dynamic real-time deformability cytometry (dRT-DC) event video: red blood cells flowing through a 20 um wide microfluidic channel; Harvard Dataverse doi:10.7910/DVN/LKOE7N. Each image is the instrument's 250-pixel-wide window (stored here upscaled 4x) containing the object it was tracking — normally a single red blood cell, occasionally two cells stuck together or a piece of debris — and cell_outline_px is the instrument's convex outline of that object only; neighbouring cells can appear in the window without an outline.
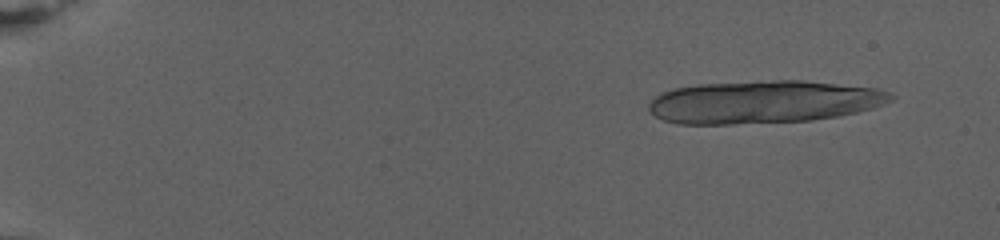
{"species": "human", "species_latin": "Homo sapiens", "temperature_condition": "warm", "stored_images_in_passage": 31, "segment_of_instrument_passage": [1, 2], "camera_frame_rate_fps": 3000, "um_per_image_px": 0.085, "donor": {"sex": "female"}, "frame": {"image": 1, "passage_image": 6, "time_ms": 1.667, "image_size_px": [1000, 240], "cell_outline_px": [[896, 96], [892, 100], [884, 104], [872, 108], [856, 112], [836, 116], [812, 120], [732, 124], [676, 124], [664, 120], [656, 116], [648, 108], [648, 104], [656, 96], [672, 88], [696, 84], [776, 80], [804, 80], [876, 88], [888, 92]], "centroid_in_image_um": [64.9, 8.66], "position_along_channel_um": 20.1, "area_um2": 60.29}}